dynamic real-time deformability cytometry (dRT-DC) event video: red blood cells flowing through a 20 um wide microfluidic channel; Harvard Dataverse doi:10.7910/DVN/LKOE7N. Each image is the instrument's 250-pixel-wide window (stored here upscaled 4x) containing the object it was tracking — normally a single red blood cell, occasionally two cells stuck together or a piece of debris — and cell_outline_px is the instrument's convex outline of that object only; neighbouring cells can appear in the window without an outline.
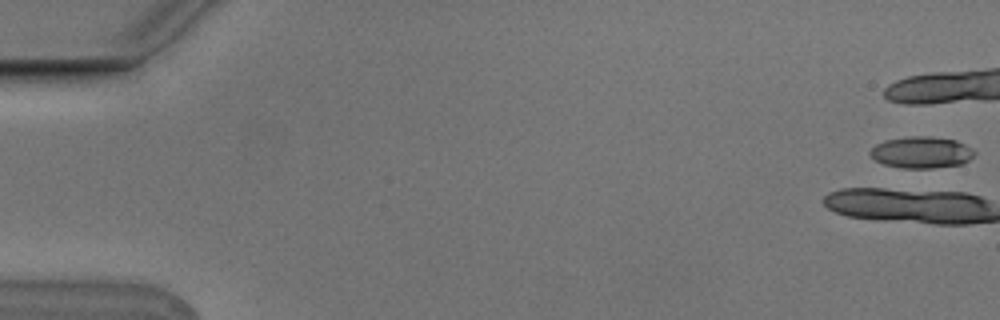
{"species": "Egyptian fruit bat (a non-hibernating species)", "species_latin": "Rousettus aegyptiacus", "temperature_condition": "cold", "stored_images_in_passage": 7, "camera_frame_rate_fps": 3000, "um_per_image_px": 0.085, "animal": {"sex": "male"}, "frame": {"image": 1, "passage_image": 1, "time_ms": 0.0, "image_size_px": [1000, 320], "cell_outline_px": [[976, 152], [968, 160], [960, 164], [932, 168], [900, 168], [884, 164], [876, 160], [868, 152], [876, 144], [884, 140], [904, 136], [932, 136], [956, 140], [972, 148]], "centroid_in_image_um": [78.3, 12.93], "position_along_channel_um": 6.7, "area_um2": 19.25}}